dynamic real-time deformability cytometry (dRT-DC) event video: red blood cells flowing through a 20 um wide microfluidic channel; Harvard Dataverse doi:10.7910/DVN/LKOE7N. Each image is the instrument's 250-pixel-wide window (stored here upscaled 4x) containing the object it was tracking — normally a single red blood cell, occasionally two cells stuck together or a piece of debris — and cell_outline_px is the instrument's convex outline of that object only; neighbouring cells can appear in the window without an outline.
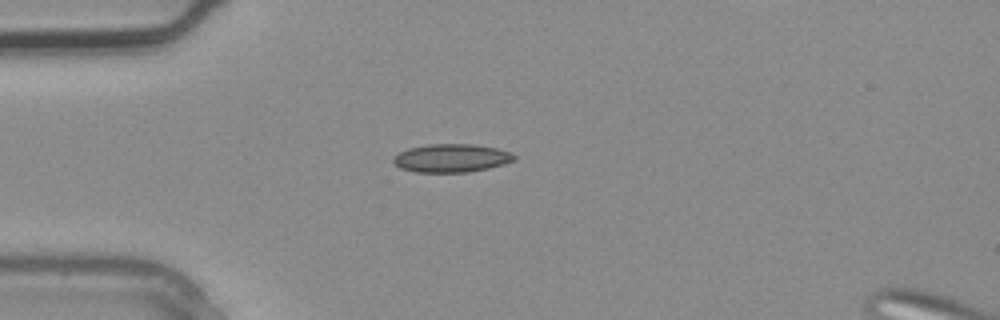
{"species": "common noctule bat (a hibernating species)", "species_latin": "Nyctalus noctula", "temperature_condition": "warm", "stored_images_in_passage": 2, "camera_frame_rate_fps": 3000, "um_per_image_px": 0.085, "animal": {"sex": "male", "body_mass_g": 20.4}, "frame": {"image": 1, "passage_image": 2, "time_ms": 0.333, "image_size_px": [1000, 320], "cell_outline_px": [[516, 160], [504, 164], [488, 168], [468, 172], [416, 172], [400, 168], [392, 160], [400, 152], [408, 148], [428, 144], [476, 144], [496, 148], [512, 152], [516, 156]], "centroid_in_image_um": [38.41, 13.43], "position_along_channel_um": 46.6, "area_um2": 19.94}}